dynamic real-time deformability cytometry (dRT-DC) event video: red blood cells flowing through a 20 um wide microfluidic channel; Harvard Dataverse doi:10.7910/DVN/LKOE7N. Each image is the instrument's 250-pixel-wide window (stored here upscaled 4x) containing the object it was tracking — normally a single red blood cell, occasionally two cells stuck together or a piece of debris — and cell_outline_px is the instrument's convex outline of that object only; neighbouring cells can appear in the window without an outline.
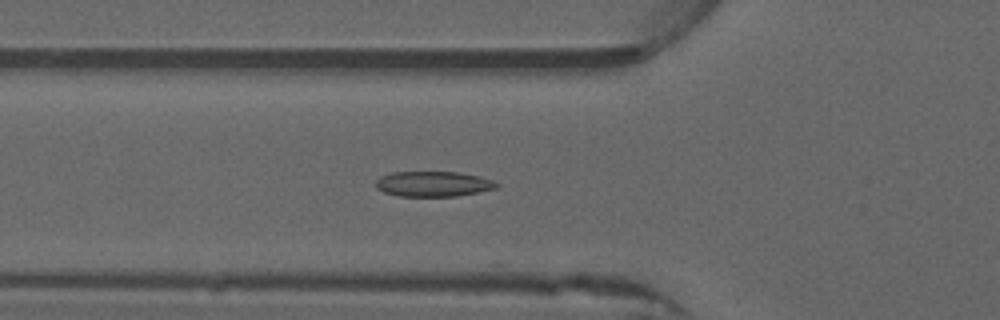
{"species": "common noctule bat (a hibernating species)", "species_latin": "Nyctalus noctula", "temperature_condition": "warm", "stored_images_in_passage": 52, "camera_frame_rate_fps": 3000, "um_per_image_px": 0.085, "animal": {"sex": "male", "forearm_length_mm": 52.5}, "frame": {"image": 1, "passage_image": 19, "time_ms": 6.0, "image_size_px": [1000, 320], "cell_outline_px": [[500, 184], [496, 188], [480, 192], [456, 196], [400, 196], [384, 192], [376, 188], [376, 180], [380, 176], [392, 172], [456, 172], [480, 176], [492, 180]], "centroid_in_image_um": [36.83, 15.63], "position_along_channel_um": 89.0, "area_um2": 17.8}}
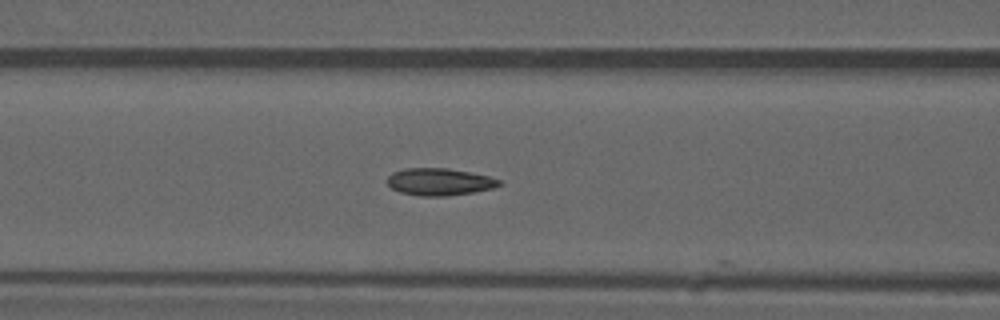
{"frame": {"image": 2, "passage_image": 22, "time_ms": 7.0, "image_size_px": [1000, 320], "cell_outline_px": [[504, 184], [492, 188], [472, 192], [448, 196], [420, 196], [400, 192], [392, 188], [388, 184], [388, 176], [392, 172], [404, 168], [448, 168], [488, 176], [500, 180]], "centroid_in_image_um": [37.34, 15.45], "position_along_channel_um": 129.3, "area_um2": 17.69}}
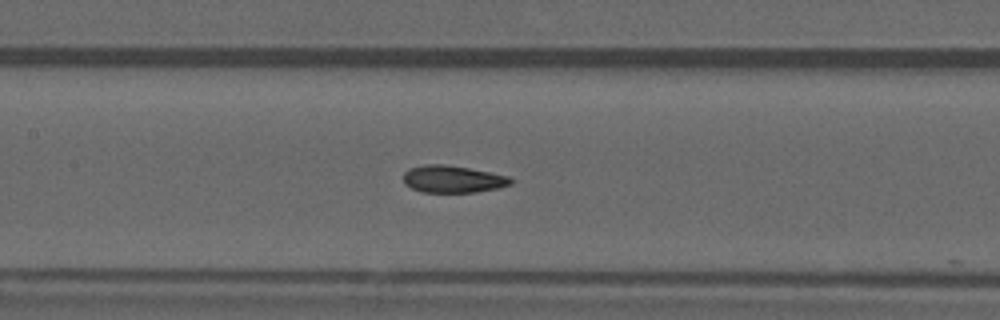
{"frame": {"image": 3, "passage_image": 25, "time_ms": 8.0, "image_size_px": [1000, 320], "cell_outline_px": [[512, 184], [496, 188], [476, 192], [420, 192], [404, 184], [404, 172], [408, 168], [424, 164], [444, 164], [468, 168], [508, 176], [512, 180]], "centroid_in_image_um": [38.44, 15.22], "position_along_channel_um": 169.0, "area_um2": 16.94}, "authors_computed_cell_mechanics": {"area_um2": 17.34, "velocity_mm_per_s": 3.9661, "shape_relaxation_time_tau1_ms": 6.5339, "shape_relaxation_time_tau2_ms": 1.8063, "deformation_change_tau1": 0.1856, "deformation_change_tau2": 0.0676}}